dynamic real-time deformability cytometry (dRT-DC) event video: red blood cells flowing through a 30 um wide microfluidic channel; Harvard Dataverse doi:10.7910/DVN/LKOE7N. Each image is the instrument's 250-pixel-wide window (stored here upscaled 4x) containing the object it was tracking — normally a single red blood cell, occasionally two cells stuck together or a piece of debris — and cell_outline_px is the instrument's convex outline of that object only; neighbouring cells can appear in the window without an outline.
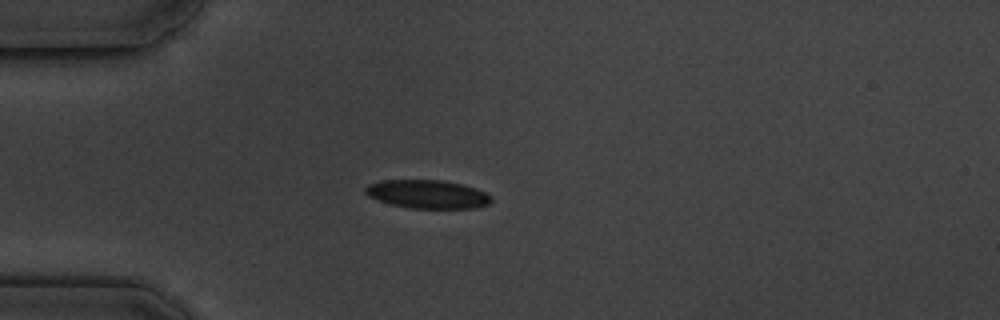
{"species": "common noctule bat (a hibernating species)", "species_latin": "Nyctalus noctula", "temperature_condition": "cold", "stored_images_in_passage": 10, "camera_frame_rate_fps": 3000, "um_per_image_px": 0.085, "animal": {"sex": "male", "body_mass_g": 19.5, "forearm_length_mm": 54.6}, "frame": {"image": 1, "passage_image": 4, "time_ms": 3.667, "image_size_px": [1000, 320], "cell_outline_px": [[492, 200], [488, 204], [476, 208], [408, 208], [388, 204], [368, 196], [364, 192], [364, 188], [368, 184], [380, 180], [444, 180], [464, 184], [476, 188], [492, 196]], "centroid_in_image_um": [36.32, 16.5], "position_along_channel_um": 48.7, "area_um2": 21.15}}